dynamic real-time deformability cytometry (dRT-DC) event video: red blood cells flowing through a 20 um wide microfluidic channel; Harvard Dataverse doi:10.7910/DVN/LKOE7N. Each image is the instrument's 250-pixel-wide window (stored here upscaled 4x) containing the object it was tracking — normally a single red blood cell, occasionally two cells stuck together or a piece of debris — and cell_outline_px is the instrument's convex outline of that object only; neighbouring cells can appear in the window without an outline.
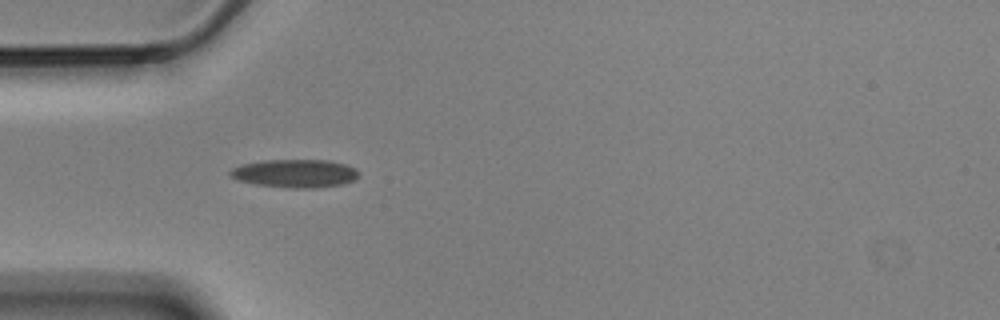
{"species": "Egyptian fruit bat (a non-hibernating species)", "species_latin": "Rousettus aegyptiacus", "temperature_condition": "cold", "stored_images_in_passage": 41, "camera_frame_rate_fps": 3000, "um_per_image_px": 0.085, "animal": {"sex": "male"}, "frame": {"image": 1, "passage_image": 1, "time_ms": 0.0, "image_size_px": [1000, 320], "cell_outline_px": [[360, 176], [356, 180], [344, 184], [316, 188], [292, 188], [256, 184], [236, 180], [228, 176], [228, 172], [232, 168], [240, 164], [264, 160], [328, 160], [348, 164], [356, 168], [360, 172]], "centroid_in_image_um": [25.11, 14.74], "position_along_channel_um": 59.9, "area_um2": 21.62}}
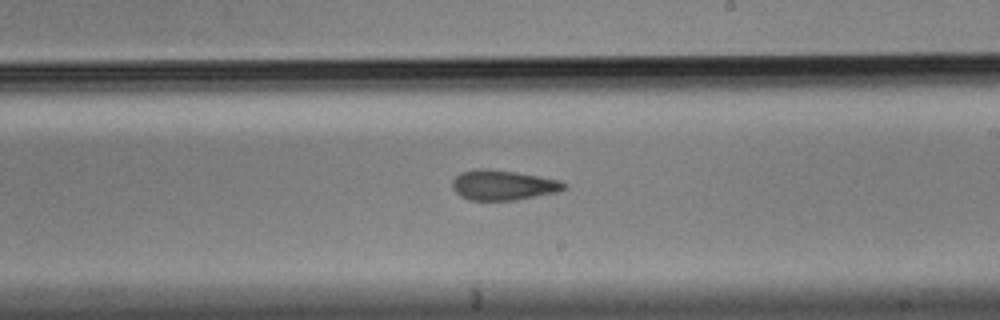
{"frame": {"image": 2, "passage_image": 17, "time_ms": 5.333, "image_size_px": [1000, 320], "cell_outline_px": [[564, 188], [556, 192], [516, 200], [468, 200], [460, 196], [452, 188], [452, 180], [460, 172], [472, 168], [484, 168], [516, 172], [560, 180], [564, 184]], "centroid_in_image_um": [42.68, 15.72], "position_along_channel_um": 246.3, "area_um2": 19.54}}
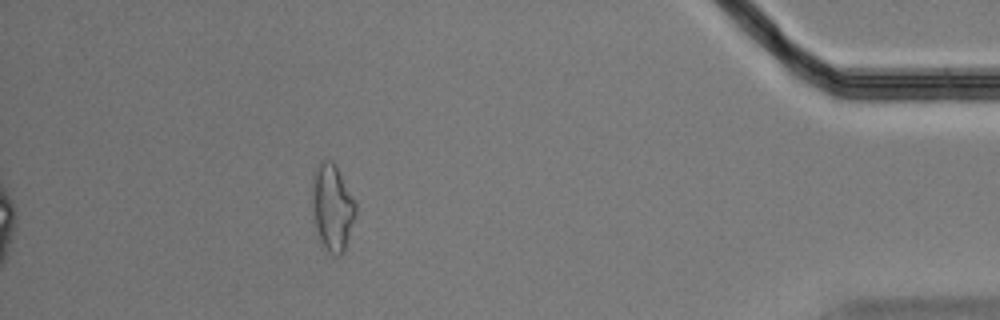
{"frame": {"image": 3, "passage_image": 35, "time_ms": 11.333, "image_size_px": [1000, 320], "cell_outline_px": [[356, 212], [344, 252], [340, 256], [332, 256], [320, 244], [316, 232], [312, 212], [312, 172], [316, 164], [320, 160], [332, 160], [336, 164], [356, 204]], "centroid_in_image_um": [28.2, 17.63], "position_along_channel_um": 407.0, "area_um2": 22.54}, "authors_computed_cell_mechanics": {"area_um2": 19.9988, "velocity_mm_per_s": 3.5236, "shape_relaxation_time_tau1_ms": null, "shape_relaxation_time_tau2_ms": 5.2634, "deformation_change_tau1": null, "deformation_change_tau2": 0.1588}}